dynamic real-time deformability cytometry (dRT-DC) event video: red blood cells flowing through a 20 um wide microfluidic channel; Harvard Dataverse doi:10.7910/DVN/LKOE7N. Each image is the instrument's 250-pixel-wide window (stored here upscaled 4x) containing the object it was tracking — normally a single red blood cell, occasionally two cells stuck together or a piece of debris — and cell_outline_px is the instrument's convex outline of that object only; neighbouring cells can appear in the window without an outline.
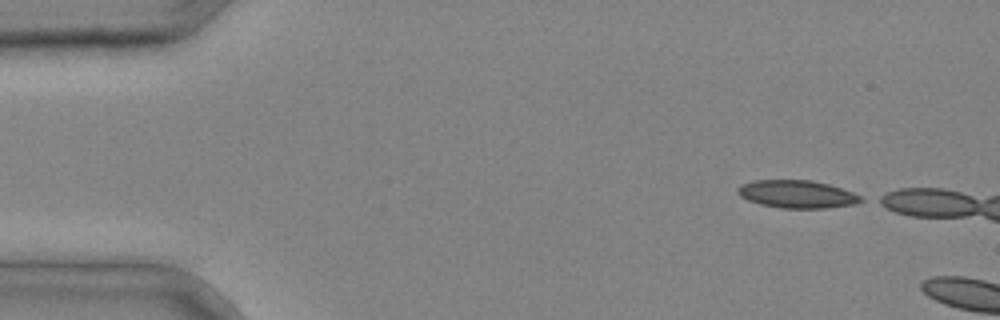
{"species": "common noctule bat (a hibernating species)", "species_latin": "Nyctalus noctula", "temperature_condition": "cold", "stored_images_in_passage": 2, "camera_frame_rate_fps": 3000, "um_per_image_px": 0.085, "animal": {"sex": "male", "body_mass_g": 20.4}, "frame": {"image": 1, "passage_image": 1, "time_ms": 0.0, "image_size_px": [1000, 320], "cell_outline_px": [[864, 200], [856, 204], [824, 208], [780, 208], [760, 204], [748, 200], [740, 196], [736, 192], [736, 188], [752, 180], [812, 180], [828, 184], [852, 192], [860, 196]], "centroid_in_image_um": [67.72, 16.5], "position_along_channel_um": 17.3, "area_um2": 19.88}}